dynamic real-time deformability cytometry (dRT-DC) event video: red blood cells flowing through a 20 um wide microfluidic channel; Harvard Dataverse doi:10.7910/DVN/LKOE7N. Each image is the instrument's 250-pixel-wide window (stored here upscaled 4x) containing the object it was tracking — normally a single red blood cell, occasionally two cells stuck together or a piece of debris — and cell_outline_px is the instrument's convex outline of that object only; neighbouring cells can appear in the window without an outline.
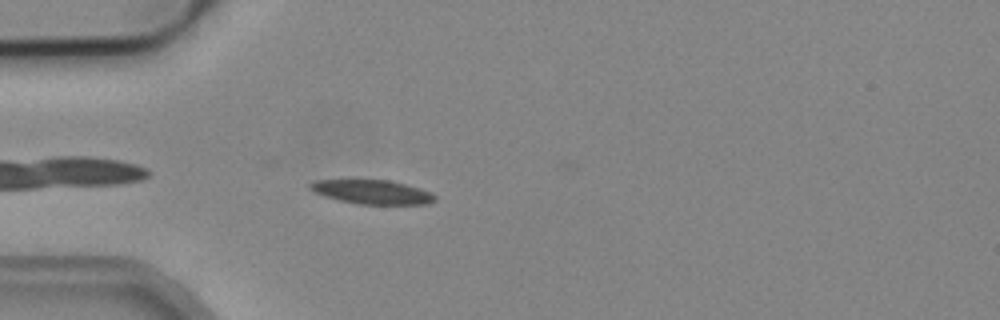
{"species": "common noctule bat (a hibernating species)", "species_latin": "Nyctalus noctula", "temperature_condition": "cold", "stored_images_in_passage": 4, "camera_frame_rate_fps": 3000, "um_per_image_px": 0.085, "animal": {"sex": "male", "body_mass_g": 19.2, "forearm_length_mm": 51.8}, "frame": {"image": 1, "passage_image": 4, "time_ms": 1.0, "image_size_px": [1000, 320], "cell_outline_px": [[436, 200], [428, 204], [356, 204], [324, 196], [308, 188], [308, 184], [312, 180], [388, 180], [420, 188], [432, 192], [436, 196]], "centroid_in_image_um": [31.64, 16.32], "position_along_channel_um": 53.4, "area_um2": 17.51}}